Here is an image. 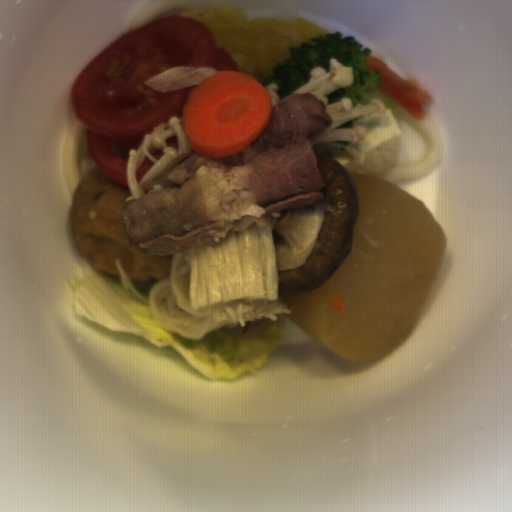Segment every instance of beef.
Masks as SVG:
<instances>
[{
    "instance_id": "2",
    "label": "beef",
    "mask_w": 512,
    "mask_h": 512,
    "mask_svg": "<svg viewBox=\"0 0 512 512\" xmlns=\"http://www.w3.org/2000/svg\"><path fill=\"white\" fill-rule=\"evenodd\" d=\"M272 322L273 320L271 318L262 316V319H255V321H245L244 326H242L238 321V325L234 327L225 326L222 328V330L226 334L238 339H252L258 337L266 330H268Z\"/></svg>"
},
{
    "instance_id": "1",
    "label": "beef",
    "mask_w": 512,
    "mask_h": 512,
    "mask_svg": "<svg viewBox=\"0 0 512 512\" xmlns=\"http://www.w3.org/2000/svg\"><path fill=\"white\" fill-rule=\"evenodd\" d=\"M332 117L310 92L277 101L263 133L228 158L178 156L132 198L122 216L128 243L141 257L183 254L194 247L268 226L281 211L310 206L325 187L314 140Z\"/></svg>"
}]
</instances>
